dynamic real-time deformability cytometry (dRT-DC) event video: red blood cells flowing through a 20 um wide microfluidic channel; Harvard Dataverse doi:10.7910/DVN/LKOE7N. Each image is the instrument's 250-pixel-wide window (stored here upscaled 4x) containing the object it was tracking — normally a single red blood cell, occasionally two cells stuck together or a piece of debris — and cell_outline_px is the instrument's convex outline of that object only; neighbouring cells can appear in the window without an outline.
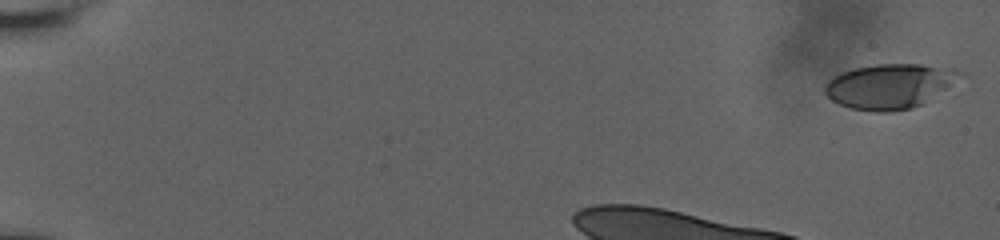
{"species": "human", "species_latin": "Homo sapiens", "temperature_condition": "room temperature", "stored_images_in_passage": 12, "camera_frame_rate_fps": 3000, "um_per_image_px": 0.085, "donor": {"sex": "male"}, "frame": {"image": 1, "passage_image": 1, "time_ms": 0.0, "image_size_px": [1000, 240], "cell_outline_px": [[968, 76], [920, 104], [912, 108], [888, 112], [872, 112], [852, 108], [840, 104], [832, 100], [824, 92], [824, 88], [828, 80], [844, 72], [856, 68], [876, 64], [920, 64], [956, 68], [964, 72]], "centroid_in_image_um": [75.71, 7.31], "position_along_channel_um": 9.3, "area_um2": 35.37}}